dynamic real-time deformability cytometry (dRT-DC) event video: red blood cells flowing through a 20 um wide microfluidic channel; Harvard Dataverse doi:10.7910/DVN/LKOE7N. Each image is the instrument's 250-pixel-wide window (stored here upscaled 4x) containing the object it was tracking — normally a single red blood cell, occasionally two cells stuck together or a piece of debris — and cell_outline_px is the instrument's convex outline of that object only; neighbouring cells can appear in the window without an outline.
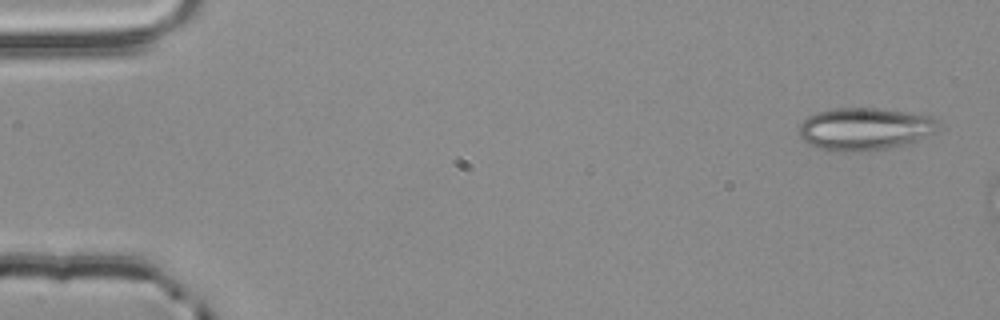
{"species": "common noctule bat (a hibernating species)", "species_latin": "Nyctalus noctula", "temperature_condition": "room temperature", "stored_images_in_passage": 2, "camera_frame_rate_fps": 3000, "um_per_image_px": 0.085, "animal": {"sex": "male", "body_mass_g": 20.4}, "frame": {"image": 1, "passage_image": 1, "time_ms": 0.0, "image_size_px": [1000, 320], "cell_outline_px": [[940, 128], [936, 132], [912, 144], [896, 148], [860, 152], [828, 152], [816, 148], [808, 144], [800, 136], [800, 124], [808, 116], [816, 112], [836, 108], [876, 108], [932, 116], [940, 120]], "centroid_in_image_um": [73.56, 11.0], "position_along_channel_um": 11.4, "area_um2": 35.49}}